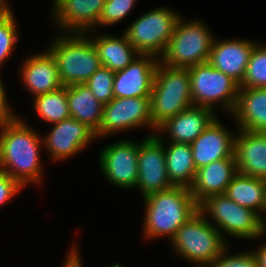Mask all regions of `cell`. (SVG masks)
Returning <instances> with one entry per match:
<instances>
[{
    "mask_svg": "<svg viewBox=\"0 0 266 267\" xmlns=\"http://www.w3.org/2000/svg\"><path fill=\"white\" fill-rule=\"evenodd\" d=\"M198 210L220 232L245 240H258L266 235V222L253 210L242 207L225 194L213 195L198 205Z\"/></svg>",
    "mask_w": 266,
    "mask_h": 267,
    "instance_id": "4",
    "label": "cell"
},
{
    "mask_svg": "<svg viewBox=\"0 0 266 267\" xmlns=\"http://www.w3.org/2000/svg\"><path fill=\"white\" fill-rule=\"evenodd\" d=\"M16 22L13 14L0 18V69L11 56L18 42L17 30L19 29Z\"/></svg>",
    "mask_w": 266,
    "mask_h": 267,
    "instance_id": "30",
    "label": "cell"
},
{
    "mask_svg": "<svg viewBox=\"0 0 266 267\" xmlns=\"http://www.w3.org/2000/svg\"><path fill=\"white\" fill-rule=\"evenodd\" d=\"M110 267H123V265H121L120 263H116V264H114V265H112Z\"/></svg>",
    "mask_w": 266,
    "mask_h": 267,
    "instance_id": "37",
    "label": "cell"
},
{
    "mask_svg": "<svg viewBox=\"0 0 266 267\" xmlns=\"http://www.w3.org/2000/svg\"><path fill=\"white\" fill-rule=\"evenodd\" d=\"M13 14L8 0H0V18L7 17Z\"/></svg>",
    "mask_w": 266,
    "mask_h": 267,
    "instance_id": "36",
    "label": "cell"
},
{
    "mask_svg": "<svg viewBox=\"0 0 266 267\" xmlns=\"http://www.w3.org/2000/svg\"><path fill=\"white\" fill-rule=\"evenodd\" d=\"M19 116L0 119V170L23 187L30 182L38 186L44 173L40 158L42 136Z\"/></svg>",
    "mask_w": 266,
    "mask_h": 267,
    "instance_id": "1",
    "label": "cell"
},
{
    "mask_svg": "<svg viewBox=\"0 0 266 267\" xmlns=\"http://www.w3.org/2000/svg\"><path fill=\"white\" fill-rule=\"evenodd\" d=\"M162 134H151L138 143V179L142 197L172 188L165 162Z\"/></svg>",
    "mask_w": 266,
    "mask_h": 267,
    "instance_id": "11",
    "label": "cell"
},
{
    "mask_svg": "<svg viewBox=\"0 0 266 267\" xmlns=\"http://www.w3.org/2000/svg\"><path fill=\"white\" fill-rule=\"evenodd\" d=\"M225 195L238 205L255 211L266 222V180L237 173Z\"/></svg>",
    "mask_w": 266,
    "mask_h": 267,
    "instance_id": "23",
    "label": "cell"
},
{
    "mask_svg": "<svg viewBox=\"0 0 266 267\" xmlns=\"http://www.w3.org/2000/svg\"><path fill=\"white\" fill-rule=\"evenodd\" d=\"M180 13L168 7H158L132 21L123 34L142 55L162 57L171 39Z\"/></svg>",
    "mask_w": 266,
    "mask_h": 267,
    "instance_id": "8",
    "label": "cell"
},
{
    "mask_svg": "<svg viewBox=\"0 0 266 267\" xmlns=\"http://www.w3.org/2000/svg\"><path fill=\"white\" fill-rule=\"evenodd\" d=\"M143 200L145 217L142 232L148 240L164 236L171 241L178 229L198 211L190 189L182 186L151 193Z\"/></svg>",
    "mask_w": 266,
    "mask_h": 267,
    "instance_id": "2",
    "label": "cell"
},
{
    "mask_svg": "<svg viewBox=\"0 0 266 267\" xmlns=\"http://www.w3.org/2000/svg\"><path fill=\"white\" fill-rule=\"evenodd\" d=\"M236 174L235 158L219 159L196 169L194 182L189 188L196 203L199 205L210 196L225 194Z\"/></svg>",
    "mask_w": 266,
    "mask_h": 267,
    "instance_id": "21",
    "label": "cell"
},
{
    "mask_svg": "<svg viewBox=\"0 0 266 267\" xmlns=\"http://www.w3.org/2000/svg\"><path fill=\"white\" fill-rule=\"evenodd\" d=\"M88 32H60L47 48L55 59L59 78L65 87L85 84L102 66Z\"/></svg>",
    "mask_w": 266,
    "mask_h": 267,
    "instance_id": "3",
    "label": "cell"
},
{
    "mask_svg": "<svg viewBox=\"0 0 266 267\" xmlns=\"http://www.w3.org/2000/svg\"><path fill=\"white\" fill-rule=\"evenodd\" d=\"M46 136H42L50 160L62 161L73 157L96 139L95 132L86 124L69 117L52 124Z\"/></svg>",
    "mask_w": 266,
    "mask_h": 267,
    "instance_id": "13",
    "label": "cell"
},
{
    "mask_svg": "<svg viewBox=\"0 0 266 267\" xmlns=\"http://www.w3.org/2000/svg\"><path fill=\"white\" fill-rule=\"evenodd\" d=\"M114 74L112 70L101 66L85 83L103 105L108 104L114 98Z\"/></svg>",
    "mask_w": 266,
    "mask_h": 267,
    "instance_id": "28",
    "label": "cell"
},
{
    "mask_svg": "<svg viewBox=\"0 0 266 267\" xmlns=\"http://www.w3.org/2000/svg\"><path fill=\"white\" fill-rule=\"evenodd\" d=\"M136 2L137 0H105L97 28L121 22L135 8Z\"/></svg>",
    "mask_w": 266,
    "mask_h": 267,
    "instance_id": "29",
    "label": "cell"
},
{
    "mask_svg": "<svg viewBox=\"0 0 266 267\" xmlns=\"http://www.w3.org/2000/svg\"><path fill=\"white\" fill-rule=\"evenodd\" d=\"M23 188L17 180L0 170V207L14 199Z\"/></svg>",
    "mask_w": 266,
    "mask_h": 267,
    "instance_id": "32",
    "label": "cell"
},
{
    "mask_svg": "<svg viewBox=\"0 0 266 267\" xmlns=\"http://www.w3.org/2000/svg\"><path fill=\"white\" fill-rule=\"evenodd\" d=\"M209 108L192 106L161 124L156 134L167 133L168 142L191 144L217 118Z\"/></svg>",
    "mask_w": 266,
    "mask_h": 267,
    "instance_id": "19",
    "label": "cell"
},
{
    "mask_svg": "<svg viewBox=\"0 0 266 267\" xmlns=\"http://www.w3.org/2000/svg\"><path fill=\"white\" fill-rule=\"evenodd\" d=\"M182 17L176 23L166 51L159 59L160 63L175 68H190L208 62L214 34L202 21H187Z\"/></svg>",
    "mask_w": 266,
    "mask_h": 267,
    "instance_id": "7",
    "label": "cell"
},
{
    "mask_svg": "<svg viewBox=\"0 0 266 267\" xmlns=\"http://www.w3.org/2000/svg\"><path fill=\"white\" fill-rule=\"evenodd\" d=\"M6 95V89L0 77V119L8 118L15 115L13 110L8 105L9 102L7 100L8 97Z\"/></svg>",
    "mask_w": 266,
    "mask_h": 267,
    "instance_id": "33",
    "label": "cell"
},
{
    "mask_svg": "<svg viewBox=\"0 0 266 267\" xmlns=\"http://www.w3.org/2000/svg\"><path fill=\"white\" fill-rule=\"evenodd\" d=\"M24 59L19 74L23 86L32 96L50 93L63 87L55 59L47 49Z\"/></svg>",
    "mask_w": 266,
    "mask_h": 267,
    "instance_id": "18",
    "label": "cell"
},
{
    "mask_svg": "<svg viewBox=\"0 0 266 267\" xmlns=\"http://www.w3.org/2000/svg\"><path fill=\"white\" fill-rule=\"evenodd\" d=\"M188 70L193 106L209 108L214 112L221 107L231 115L236 105L239 84L209 62L194 65Z\"/></svg>",
    "mask_w": 266,
    "mask_h": 267,
    "instance_id": "9",
    "label": "cell"
},
{
    "mask_svg": "<svg viewBox=\"0 0 266 267\" xmlns=\"http://www.w3.org/2000/svg\"><path fill=\"white\" fill-rule=\"evenodd\" d=\"M36 114L47 124L71 117L67 100V87L33 97Z\"/></svg>",
    "mask_w": 266,
    "mask_h": 267,
    "instance_id": "26",
    "label": "cell"
},
{
    "mask_svg": "<svg viewBox=\"0 0 266 267\" xmlns=\"http://www.w3.org/2000/svg\"><path fill=\"white\" fill-rule=\"evenodd\" d=\"M192 106L188 68L159 63L150 97L152 125L157 129L167 119Z\"/></svg>",
    "mask_w": 266,
    "mask_h": 267,
    "instance_id": "5",
    "label": "cell"
},
{
    "mask_svg": "<svg viewBox=\"0 0 266 267\" xmlns=\"http://www.w3.org/2000/svg\"><path fill=\"white\" fill-rule=\"evenodd\" d=\"M99 167L103 176L116 188H135L138 179V142L121 140L102 149Z\"/></svg>",
    "mask_w": 266,
    "mask_h": 267,
    "instance_id": "12",
    "label": "cell"
},
{
    "mask_svg": "<svg viewBox=\"0 0 266 267\" xmlns=\"http://www.w3.org/2000/svg\"><path fill=\"white\" fill-rule=\"evenodd\" d=\"M263 244L259 245L260 248L258 246V249L252 250L258 260L259 267H266V241Z\"/></svg>",
    "mask_w": 266,
    "mask_h": 267,
    "instance_id": "35",
    "label": "cell"
},
{
    "mask_svg": "<svg viewBox=\"0 0 266 267\" xmlns=\"http://www.w3.org/2000/svg\"><path fill=\"white\" fill-rule=\"evenodd\" d=\"M97 36V37H96ZM103 67L113 72L125 69L139 53L122 34L120 37L106 35L90 37Z\"/></svg>",
    "mask_w": 266,
    "mask_h": 267,
    "instance_id": "22",
    "label": "cell"
},
{
    "mask_svg": "<svg viewBox=\"0 0 266 267\" xmlns=\"http://www.w3.org/2000/svg\"><path fill=\"white\" fill-rule=\"evenodd\" d=\"M234 156L237 173L266 180V133L237 129Z\"/></svg>",
    "mask_w": 266,
    "mask_h": 267,
    "instance_id": "20",
    "label": "cell"
},
{
    "mask_svg": "<svg viewBox=\"0 0 266 267\" xmlns=\"http://www.w3.org/2000/svg\"><path fill=\"white\" fill-rule=\"evenodd\" d=\"M239 87L266 88V45L257 43L254 46L244 80Z\"/></svg>",
    "mask_w": 266,
    "mask_h": 267,
    "instance_id": "27",
    "label": "cell"
},
{
    "mask_svg": "<svg viewBox=\"0 0 266 267\" xmlns=\"http://www.w3.org/2000/svg\"><path fill=\"white\" fill-rule=\"evenodd\" d=\"M169 242L176 255L198 267H209L229 244L199 210Z\"/></svg>",
    "mask_w": 266,
    "mask_h": 267,
    "instance_id": "6",
    "label": "cell"
},
{
    "mask_svg": "<svg viewBox=\"0 0 266 267\" xmlns=\"http://www.w3.org/2000/svg\"><path fill=\"white\" fill-rule=\"evenodd\" d=\"M256 44L248 39L219 41L214 37L208 62L240 85L244 80L250 55Z\"/></svg>",
    "mask_w": 266,
    "mask_h": 267,
    "instance_id": "16",
    "label": "cell"
},
{
    "mask_svg": "<svg viewBox=\"0 0 266 267\" xmlns=\"http://www.w3.org/2000/svg\"><path fill=\"white\" fill-rule=\"evenodd\" d=\"M66 259L64 260L63 267H84L81 254L78 251L76 245L72 246L70 252L66 254Z\"/></svg>",
    "mask_w": 266,
    "mask_h": 267,
    "instance_id": "34",
    "label": "cell"
},
{
    "mask_svg": "<svg viewBox=\"0 0 266 267\" xmlns=\"http://www.w3.org/2000/svg\"><path fill=\"white\" fill-rule=\"evenodd\" d=\"M168 177L173 186L190 188L196 176V167L190 144H164Z\"/></svg>",
    "mask_w": 266,
    "mask_h": 267,
    "instance_id": "25",
    "label": "cell"
},
{
    "mask_svg": "<svg viewBox=\"0 0 266 267\" xmlns=\"http://www.w3.org/2000/svg\"><path fill=\"white\" fill-rule=\"evenodd\" d=\"M159 63L160 60L152 55L139 54L125 69L115 72L114 97H151Z\"/></svg>",
    "mask_w": 266,
    "mask_h": 267,
    "instance_id": "15",
    "label": "cell"
},
{
    "mask_svg": "<svg viewBox=\"0 0 266 267\" xmlns=\"http://www.w3.org/2000/svg\"><path fill=\"white\" fill-rule=\"evenodd\" d=\"M104 4L105 0H53L54 25L62 33H95Z\"/></svg>",
    "mask_w": 266,
    "mask_h": 267,
    "instance_id": "14",
    "label": "cell"
},
{
    "mask_svg": "<svg viewBox=\"0 0 266 267\" xmlns=\"http://www.w3.org/2000/svg\"><path fill=\"white\" fill-rule=\"evenodd\" d=\"M229 244L209 267H259L258 260L250 249L236 254H229Z\"/></svg>",
    "mask_w": 266,
    "mask_h": 267,
    "instance_id": "31",
    "label": "cell"
},
{
    "mask_svg": "<svg viewBox=\"0 0 266 267\" xmlns=\"http://www.w3.org/2000/svg\"><path fill=\"white\" fill-rule=\"evenodd\" d=\"M67 100L72 118L86 124L95 133L100 129L103 104L86 84L67 86Z\"/></svg>",
    "mask_w": 266,
    "mask_h": 267,
    "instance_id": "24",
    "label": "cell"
},
{
    "mask_svg": "<svg viewBox=\"0 0 266 267\" xmlns=\"http://www.w3.org/2000/svg\"><path fill=\"white\" fill-rule=\"evenodd\" d=\"M157 129L152 125L150 97L113 98L103 105L100 129L95 133L96 139L105 138L118 132H126L140 127Z\"/></svg>",
    "mask_w": 266,
    "mask_h": 267,
    "instance_id": "10",
    "label": "cell"
},
{
    "mask_svg": "<svg viewBox=\"0 0 266 267\" xmlns=\"http://www.w3.org/2000/svg\"><path fill=\"white\" fill-rule=\"evenodd\" d=\"M216 118L191 145L196 169L224 158H235L232 133ZM231 132V133H230ZM235 134V135H233Z\"/></svg>",
    "mask_w": 266,
    "mask_h": 267,
    "instance_id": "17",
    "label": "cell"
}]
</instances>
